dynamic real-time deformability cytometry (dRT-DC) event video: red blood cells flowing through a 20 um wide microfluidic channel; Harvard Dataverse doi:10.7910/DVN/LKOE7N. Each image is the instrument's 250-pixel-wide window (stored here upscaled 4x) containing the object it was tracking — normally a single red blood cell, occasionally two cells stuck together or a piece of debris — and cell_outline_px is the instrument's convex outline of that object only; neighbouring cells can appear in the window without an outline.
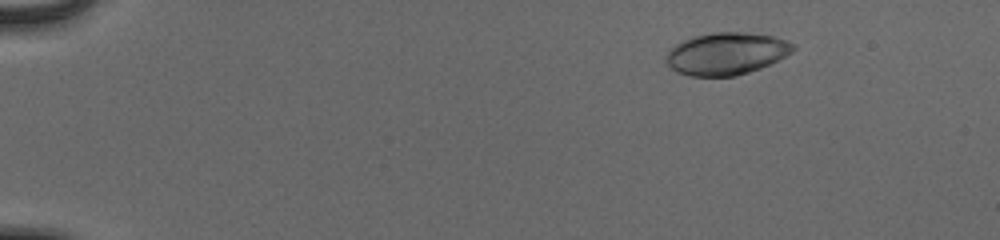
{"species": "human", "species_latin": "Homo sapiens", "temperature_condition": "cold", "stored_images_in_passage": 54, "camera_frame_rate_fps": 3000, "um_per_image_px": 0.085, "donor": {"sex": "male"}, "frame": {"image": 1, "passage_image": 7, "time_ms": 2.0, "image_size_px": [1000, 240], "cell_outline_px": [[796, 48], [792, 52], [760, 68], [736, 76], [688, 76], [676, 72], [668, 64], [668, 52], [676, 44], [692, 36], [712, 32], [748, 32], [772, 36], [796, 44]], "centroid_in_image_um": [61.75, 4.55], "position_along_channel_um": 23.2, "area_um2": 31.04}}
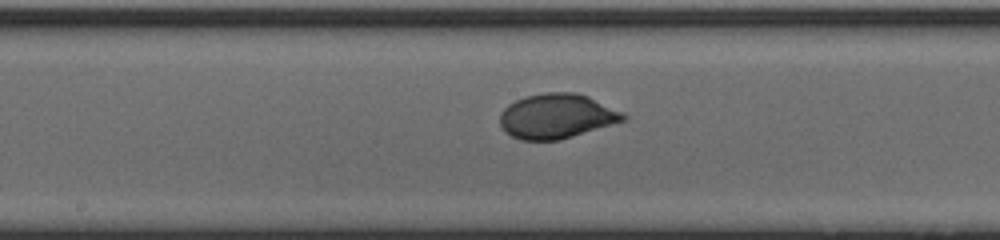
{"frame": {"image": 2, "passage_image": 30, "time_ms": 9.667, "image_size_px": [1000, 240], "cell_outline_px": [[628, 120], [560, 140], [520, 140], [512, 136], [500, 124], [500, 112], [508, 104], [524, 96], [544, 92], [576, 92], [588, 96], [624, 112], [628, 116]], "centroid_in_image_um": [47.36, 9.86], "position_along_channel_um": 200.8, "area_um2": 32.43}}
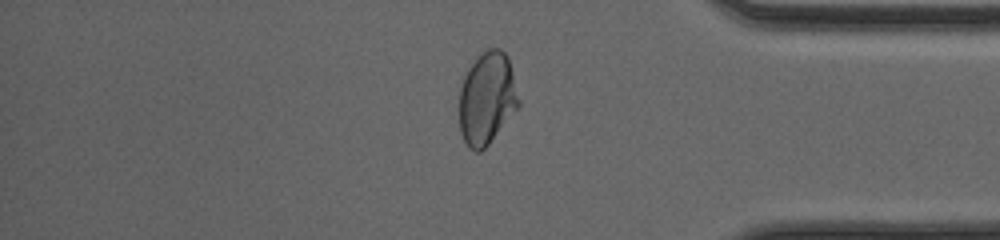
{"frame": {"image": 3, "passage_image": 46, "time_ms": 15.0, "image_size_px": [1000, 240], "cell_outline_px": [[520, 104], [488, 144], [480, 152], [476, 152], [468, 148], [460, 132], [460, 88], [464, 76], [472, 64], [488, 48], [500, 48], [508, 56], [520, 100]], "centroid_in_image_um": [41.39, 8.37], "position_along_channel_um": 393.8, "area_um2": 31.56}, "authors_computed_cell_mechanics": {"area_um2": 31.5588, "velocity_mm_per_s": 3.8911, "shape_relaxation_time_tau1_ms": 4.139, "shape_relaxation_time_tau2_ms": null, "deformation_change_tau1": 0.1705, "deformation_change_tau2": null}}